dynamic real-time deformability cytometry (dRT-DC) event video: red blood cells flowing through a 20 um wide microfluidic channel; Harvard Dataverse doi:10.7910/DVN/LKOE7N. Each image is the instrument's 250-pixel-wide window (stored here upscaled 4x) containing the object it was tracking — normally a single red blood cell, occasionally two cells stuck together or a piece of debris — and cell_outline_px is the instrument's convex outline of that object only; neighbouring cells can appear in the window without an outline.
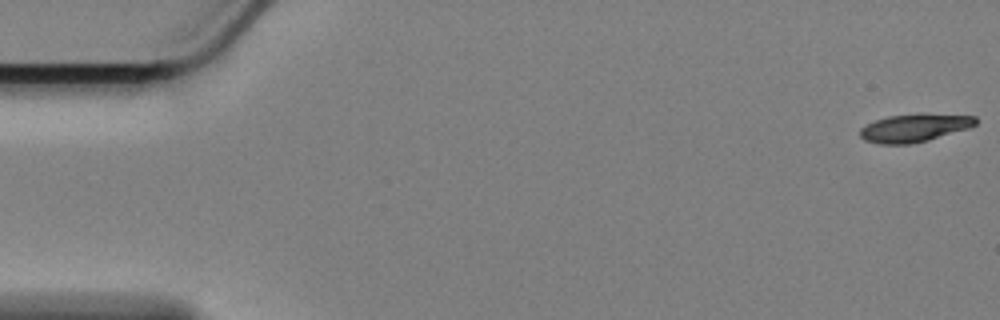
{"species": "Egyptian fruit bat (a non-hibernating species)", "species_latin": "Rousettus aegyptiacus", "temperature_condition": "cold", "stored_images_in_passage": 9, "camera_frame_rate_fps": 3000, "um_per_image_px": 0.085, "animal": {"sex": "female"}, "frame": {"image": 1, "passage_image": 1, "time_ms": 0.0, "image_size_px": [1000, 320], "cell_outline_px": [[976, 124], [968, 128], [928, 140], [908, 144], [880, 144], [864, 140], [860, 136], [860, 128], [876, 120], [888, 116], [976, 116]], "centroid_in_image_um": [77.64, 10.92], "position_along_channel_um": 7.4, "area_um2": 17.74}}